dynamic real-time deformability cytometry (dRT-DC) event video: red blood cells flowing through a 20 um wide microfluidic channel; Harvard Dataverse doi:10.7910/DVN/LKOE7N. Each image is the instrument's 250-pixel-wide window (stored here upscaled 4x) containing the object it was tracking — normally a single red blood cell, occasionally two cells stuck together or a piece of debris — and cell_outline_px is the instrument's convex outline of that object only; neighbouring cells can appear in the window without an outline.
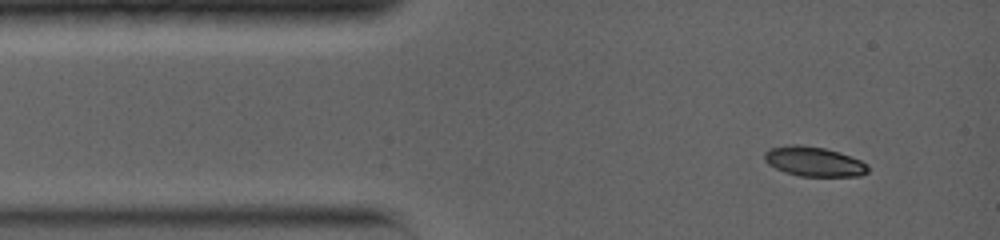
{"species": "common noctule bat (a hibernating species)", "species_latin": "Nyctalus noctula", "temperature_condition": "warm", "stored_images_in_passage": 8, "camera_frame_rate_fps": 5000, "um_per_image_px": 0.085, "animal": {"sex": "female", "body_mass_g": 19.0, "forearm_length_mm": 56.7}, "frame": {"image": 1, "passage_image": 1, "time_ms": 0.0, "image_size_px": [1000, 240], "cell_outline_px": [[868, 172], [860, 176], [800, 176], [784, 172], [768, 164], [764, 160], [764, 152], [768, 148], [792, 144], [796, 144], [824, 148], [840, 152], [860, 160], [868, 164]], "centroid_in_image_um": [69.17, 13.73], "position_along_channel_um": 15.8, "area_um2": 17.98}}
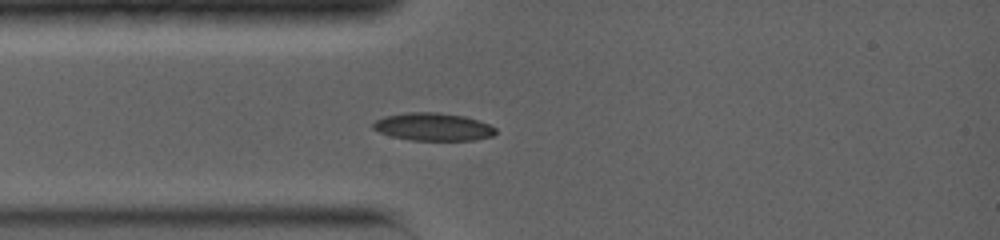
{"frame": {"image": 2, "passage_image": 3, "time_ms": 2.0, "image_size_px": [1000, 240], "cell_outline_px": [[496, 132], [492, 136], [476, 140], [412, 140], [392, 136], [380, 132], [372, 128], [372, 124], [376, 120], [384, 116], [404, 112], [436, 112], [464, 116], [480, 120], [496, 128]], "centroid_in_image_um": [36.82, 10.77], "position_along_channel_um": 48.2, "area_um2": 19.88}}
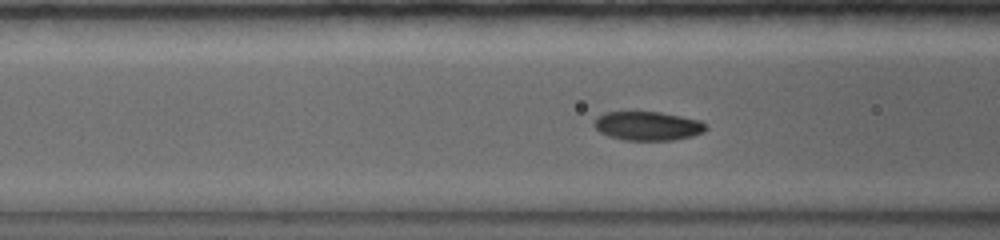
{"frame": {"image": 3, "passage_image": 7, "time_ms": 3.6, "image_size_px": [1000, 240], "cell_outline_px": [[708, 128], [704, 132], [692, 136], [672, 140], [624, 140], [608, 136], [600, 132], [592, 124], [592, 120], [596, 116], [604, 112], [660, 112], [700, 120], [708, 124]], "centroid_in_image_um": [55.04, 10.7], "position_along_channel_um": 111.6, "area_um2": 19.07}}